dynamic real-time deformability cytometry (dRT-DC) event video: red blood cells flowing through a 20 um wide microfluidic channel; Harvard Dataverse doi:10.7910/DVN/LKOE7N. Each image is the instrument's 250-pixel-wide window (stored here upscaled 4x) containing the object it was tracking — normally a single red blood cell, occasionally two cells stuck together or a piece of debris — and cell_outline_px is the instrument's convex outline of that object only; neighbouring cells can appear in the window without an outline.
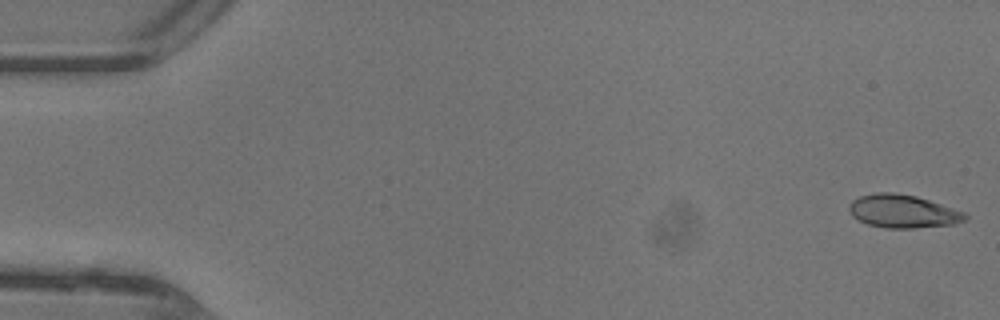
{"species": "common noctule bat (a hibernating species)", "species_latin": "Nyctalus noctula", "temperature_condition": "warm", "stored_images_in_passage": 9, "camera_frame_rate_fps": 3000, "um_per_image_px": 0.085, "animal": {"sex": "female"}, "frame": {"image": 1, "passage_image": 1, "time_ms": 0.0, "image_size_px": [1000, 320], "cell_outline_px": [[968, 216], [964, 220], [952, 224], [916, 228], [884, 228], [868, 224], [852, 216], [848, 208], [848, 204], [852, 200], [860, 196], [876, 192], [892, 192], [916, 196], [964, 212]], "centroid_in_image_um": [76.7, 17.96], "position_along_channel_um": 8.3, "area_um2": 22.25}}